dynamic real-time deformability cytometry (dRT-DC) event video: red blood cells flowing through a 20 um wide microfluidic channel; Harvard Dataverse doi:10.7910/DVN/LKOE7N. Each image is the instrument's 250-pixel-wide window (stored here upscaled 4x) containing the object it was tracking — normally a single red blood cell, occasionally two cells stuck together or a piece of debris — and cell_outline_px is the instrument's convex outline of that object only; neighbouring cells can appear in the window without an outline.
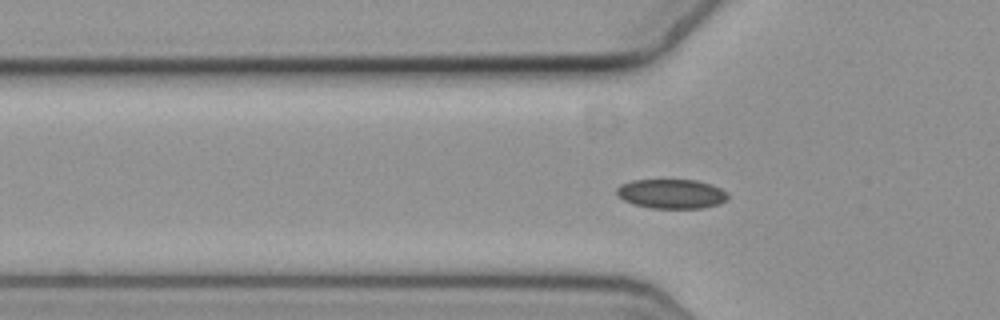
{"species": "common noctule bat (a hibernating species)", "species_latin": "Nyctalus noctula", "temperature_condition": "cold", "stored_images_in_passage": 56, "camera_frame_rate_fps": 3000, "um_per_image_px": 0.085, "animal": {"sex": "female", "body_mass_g": 19.3, "forearm_length_mm": 54.1}, "frame": {"image": 1, "passage_image": 18, "time_ms": 5.667, "image_size_px": [1000, 320], "cell_outline_px": [[728, 200], [720, 204], [704, 208], [648, 208], [632, 204], [616, 196], [616, 188], [620, 184], [632, 180], [696, 180], [712, 184], [728, 192]], "centroid_in_image_um": [57.07, 16.48], "position_along_channel_um": 68.7, "area_um2": 19.42}}
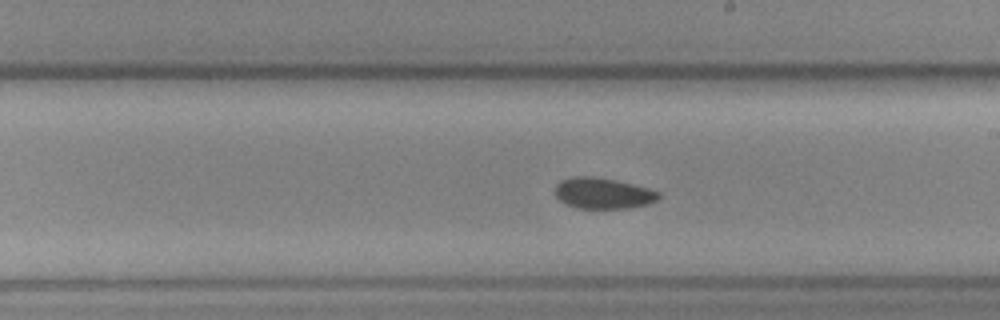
{"frame": {"image": 2, "passage_image": 32, "time_ms": 10.333, "image_size_px": [1000, 320], "cell_outline_px": [[660, 196], [656, 200], [648, 204], [628, 208], [576, 208], [560, 200], [552, 192], [556, 184], [560, 180], [572, 176], [596, 176], [616, 180], [648, 188], [660, 192]], "centroid_in_image_um": [51.21, 16.41], "position_along_channel_um": 237.8, "area_um2": 18.84}}
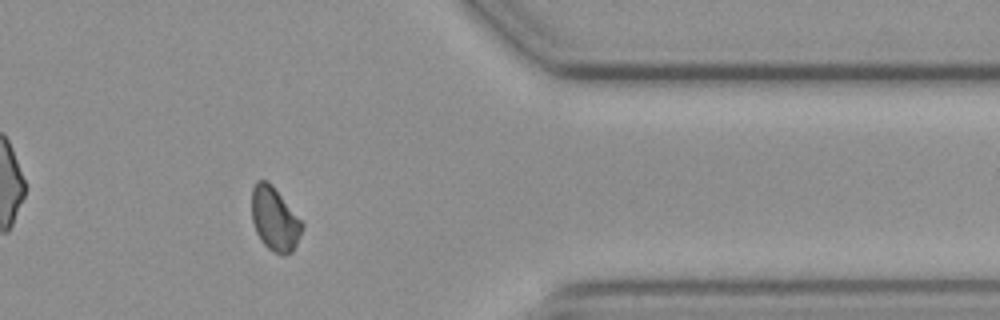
{"frame": {"image": 3, "passage_image": 46, "time_ms": 15.0, "image_size_px": [1000, 320], "cell_outline_px": [[304, 224], [296, 244], [292, 252], [284, 256], [280, 256], [268, 248], [260, 240], [256, 232], [252, 220], [252, 188], [256, 180], [268, 180], [272, 184]], "centroid_in_image_um": [23.33, 18.62], "position_along_channel_um": 388.1, "area_um2": 18.73}}